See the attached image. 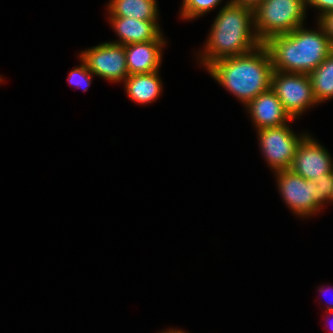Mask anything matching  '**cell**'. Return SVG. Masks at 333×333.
I'll list each match as a JSON object with an SVG mask.
<instances>
[{
	"mask_svg": "<svg viewBox=\"0 0 333 333\" xmlns=\"http://www.w3.org/2000/svg\"><path fill=\"white\" fill-rule=\"evenodd\" d=\"M207 70L245 105L271 88L274 71L272 58L265 44L246 54L220 59Z\"/></svg>",
	"mask_w": 333,
	"mask_h": 333,
	"instance_id": "1",
	"label": "cell"
},
{
	"mask_svg": "<svg viewBox=\"0 0 333 333\" xmlns=\"http://www.w3.org/2000/svg\"><path fill=\"white\" fill-rule=\"evenodd\" d=\"M319 31L303 29L271 37L264 44L274 71L310 74L333 52V44L322 26Z\"/></svg>",
	"mask_w": 333,
	"mask_h": 333,
	"instance_id": "2",
	"label": "cell"
},
{
	"mask_svg": "<svg viewBox=\"0 0 333 333\" xmlns=\"http://www.w3.org/2000/svg\"><path fill=\"white\" fill-rule=\"evenodd\" d=\"M252 24L253 10L228 2L215 18L201 62L208 68L220 59L246 54L257 48L262 43L256 33L251 32Z\"/></svg>",
	"mask_w": 333,
	"mask_h": 333,
	"instance_id": "3",
	"label": "cell"
},
{
	"mask_svg": "<svg viewBox=\"0 0 333 333\" xmlns=\"http://www.w3.org/2000/svg\"><path fill=\"white\" fill-rule=\"evenodd\" d=\"M305 0H264L254 11V29L264 44L271 37L287 34L303 26Z\"/></svg>",
	"mask_w": 333,
	"mask_h": 333,
	"instance_id": "4",
	"label": "cell"
},
{
	"mask_svg": "<svg viewBox=\"0 0 333 333\" xmlns=\"http://www.w3.org/2000/svg\"><path fill=\"white\" fill-rule=\"evenodd\" d=\"M271 89L292 119L317 104L309 74L273 71Z\"/></svg>",
	"mask_w": 333,
	"mask_h": 333,
	"instance_id": "5",
	"label": "cell"
},
{
	"mask_svg": "<svg viewBox=\"0 0 333 333\" xmlns=\"http://www.w3.org/2000/svg\"><path fill=\"white\" fill-rule=\"evenodd\" d=\"M260 147L272 169H290L296 149L306 135L298 137L286 124L258 130Z\"/></svg>",
	"mask_w": 333,
	"mask_h": 333,
	"instance_id": "6",
	"label": "cell"
},
{
	"mask_svg": "<svg viewBox=\"0 0 333 333\" xmlns=\"http://www.w3.org/2000/svg\"><path fill=\"white\" fill-rule=\"evenodd\" d=\"M88 69L106 80L119 82L129 75L124 45L103 43L80 54Z\"/></svg>",
	"mask_w": 333,
	"mask_h": 333,
	"instance_id": "7",
	"label": "cell"
},
{
	"mask_svg": "<svg viewBox=\"0 0 333 333\" xmlns=\"http://www.w3.org/2000/svg\"><path fill=\"white\" fill-rule=\"evenodd\" d=\"M276 173L280 194L294 213L303 217L320 210L315 181L306 180L291 169Z\"/></svg>",
	"mask_w": 333,
	"mask_h": 333,
	"instance_id": "8",
	"label": "cell"
},
{
	"mask_svg": "<svg viewBox=\"0 0 333 333\" xmlns=\"http://www.w3.org/2000/svg\"><path fill=\"white\" fill-rule=\"evenodd\" d=\"M328 151L309 135L302 139L290 169L306 180L319 181L322 174L333 173Z\"/></svg>",
	"mask_w": 333,
	"mask_h": 333,
	"instance_id": "9",
	"label": "cell"
},
{
	"mask_svg": "<svg viewBox=\"0 0 333 333\" xmlns=\"http://www.w3.org/2000/svg\"><path fill=\"white\" fill-rule=\"evenodd\" d=\"M246 107L257 130L278 127L293 120L271 88L257 95Z\"/></svg>",
	"mask_w": 333,
	"mask_h": 333,
	"instance_id": "10",
	"label": "cell"
},
{
	"mask_svg": "<svg viewBox=\"0 0 333 333\" xmlns=\"http://www.w3.org/2000/svg\"><path fill=\"white\" fill-rule=\"evenodd\" d=\"M164 40L131 43L125 45L126 66L129 75L152 73L159 70L161 48Z\"/></svg>",
	"mask_w": 333,
	"mask_h": 333,
	"instance_id": "11",
	"label": "cell"
},
{
	"mask_svg": "<svg viewBox=\"0 0 333 333\" xmlns=\"http://www.w3.org/2000/svg\"><path fill=\"white\" fill-rule=\"evenodd\" d=\"M110 23L117 32L121 45L147 42L152 40H164L156 20H138L135 18L111 16Z\"/></svg>",
	"mask_w": 333,
	"mask_h": 333,
	"instance_id": "12",
	"label": "cell"
},
{
	"mask_svg": "<svg viewBox=\"0 0 333 333\" xmlns=\"http://www.w3.org/2000/svg\"><path fill=\"white\" fill-rule=\"evenodd\" d=\"M158 71L128 75L125 82L128 96L140 104L150 103L160 95L162 84Z\"/></svg>",
	"mask_w": 333,
	"mask_h": 333,
	"instance_id": "13",
	"label": "cell"
},
{
	"mask_svg": "<svg viewBox=\"0 0 333 333\" xmlns=\"http://www.w3.org/2000/svg\"><path fill=\"white\" fill-rule=\"evenodd\" d=\"M111 16L135 18L138 20H157L156 0H111Z\"/></svg>",
	"mask_w": 333,
	"mask_h": 333,
	"instance_id": "14",
	"label": "cell"
},
{
	"mask_svg": "<svg viewBox=\"0 0 333 333\" xmlns=\"http://www.w3.org/2000/svg\"><path fill=\"white\" fill-rule=\"evenodd\" d=\"M317 103L333 98V52L309 74Z\"/></svg>",
	"mask_w": 333,
	"mask_h": 333,
	"instance_id": "15",
	"label": "cell"
},
{
	"mask_svg": "<svg viewBox=\"0 0 333 333\" xmlns=\"http://www.w3.org/2000/svg\"><path fill=\"white\" fill-rule=\"evenodd\" d=\"M221 0H183L181 17L191 19L212 10Z\"/></svg>",
	"mask_w": 333,
	"mask_h": 333,
	"instance_id": "16",
	"label": "cell"
},
{
	"mask_svg": "<svg viewBox=\"0 0 333 333\" xmlns=\"http://www.w3.org/2000/svg\"><path fill=\"white\" fill-rule=\"evenodd\" d=\"M93 75L94 74L88 69L86 63L82 60L81 66L74 68V70L70 72L68 81L76 87L82 88L83 86V91H86L91 83V77Z\"/></svg>",
	"mask_w": 333,
	"mask_h": 333,
	"instance_id": "17",
	"label": "cell"
},
{
	"mask_svg": "<svg viewBox=\"0 0 333 333\" xmlns=\"http://www.w3.org/2000/svg\"><path fill=\"white\" fill-rule=\"evenodd\" d=\"M317 184V204L321 207L325 201H331L333 193V173L322 174Z\"/></svg>",
	"mask_w": 333,
	"mask_h": 333,
	"instance_id": "18",
	"label": "cell"
},
{
	"mask_svg": "<svg viewBox=\"0 0 333 333\" xmlns=\"http://www.w3.org/2000/svg\"><path fill=\"white\" fill-rule=\"evenodd\" d=\"M319 18L320 19L318 20L319 22L318 24L322 26L323 30L325 31V33L327 34V36L329 37V39L333 44V11L328 12L323 16H319Z\"/></svg>",
	"mask_w": 333,
	"mask_h": 333,
	"instance_id": "19",
	"label": "cell"
},
{
	"mask_svg": "<svg viewBox=\"0 0 333 333\" xmlns=\"http://www.w3.org/2000/svg\"><path fill=\"white\" fill-rule=\"evenodd\" d=\"M305 1L306 5L310 4L311 6L320 9L322 11V13L320 14L321 16H323L328 12L333 11V0H305Z\"/></svg>",
	"mask_w": 333,
	"mask_h": 333,
	"instance_id": "20",
	"label": "cell"
},
{
	"mask_svg": "<svg viewBox=\"0 0 333 333\" xmlns=\"http://www.w3.org/2000/svg\"><path fill=\"white\" fill-rule=\"evenodd\" d=\"M264 0H231V3L255 10Z\"/></svg>",
	"mask_w": 333,
	"mask_h": 333,
	"instance_id": "21",
	"label": "cell"
},
{
	"mask_svg": "<svg viewBox=\"0 0 333 333\" xmlns=\"http://www.w3.org/2000/svg\"><path fill=\"white\" fill-rule=\"evenodd\" d=\"M323 291H324V292H327L328 289H327V291H326V290H323V289L320 290V292H323ZM327 304H328V302H327ZM327 311H329V312H331V313L333 312V304H332L330 307H327Z\"/></svg>",
	"mask_w": 333,
	"mask_h": 333,
	"instance_id": "22",
	"label": "cell"
},
{
	"mask_svg": "<svg viewBox=\"0 0 333 333\" xmlns=\"http://www.w3.org/2000/svg\"><path fill=\"white\" fill-rule=\"evenodd\" d=\"M162 333H185V332L180 331V330H169V331L162 332Z\"/></svg>",
	"mask_w": 333,
	"mask_h": 333,
	"instance_id": "23",
	"label": "cell"
}]
</instances>
